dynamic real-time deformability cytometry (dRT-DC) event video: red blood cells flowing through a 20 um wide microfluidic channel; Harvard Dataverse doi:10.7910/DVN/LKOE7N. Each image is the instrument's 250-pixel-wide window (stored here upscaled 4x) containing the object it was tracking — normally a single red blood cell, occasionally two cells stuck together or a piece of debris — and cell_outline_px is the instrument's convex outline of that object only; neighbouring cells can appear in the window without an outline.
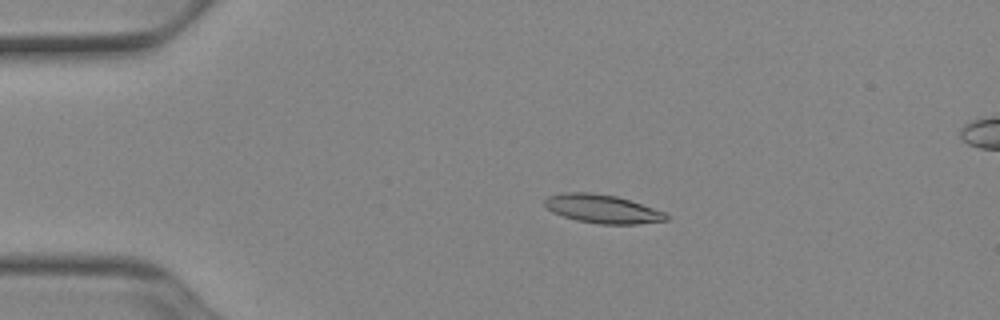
{"species": "Egyptian fruit bat (a non-hibernating species)", "species_latin": "Rousettus aegyptiacus", "temperature_condition": "cold", "stored_images_in_passage": 33, "camera_frame_rate_fps": 3000, "um_per_image_px": 0.085, "animal": {"sex": "female"}, "frame": {"image": 1, "passage_image": 2, "time_ms": 0.333, "image_size_px": [1000, 320], "cell_outline_px": [[668, 220], [636, 224], [600, 224], [576, 220], [552, 212], [544, 208], [544, 200], [548, 196], [560, 192], [592, 192], [616, 196], [664, 212], [668, 216]], "centroid_in_image_um": [51.13, 17.75], "position_along_channel_um": 33.9, "area_um2": 20.17}}
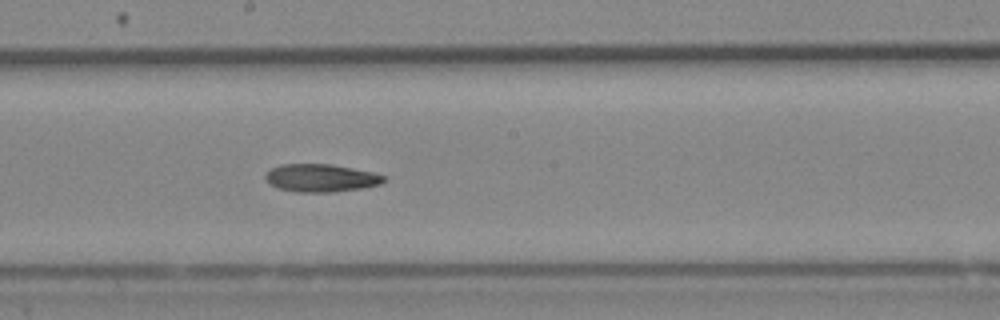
{"frame": {"image": 2, "passage_image": 20, "time_ms": 6.333, "image_size_px": [1000, 320], "cell_outline_px": [[388, 180], [380, 184], [360, 188], [332, 192], [296, 192], [280, 188], [272, 184], [264, 176], [272, 168], [280, 164], [332, 164], [372, 172], [384, 176]], "centroid_in_image_um": [27.31, 15.12], "position_along_channel_um": 220.9, "area_um2": 18.96}}
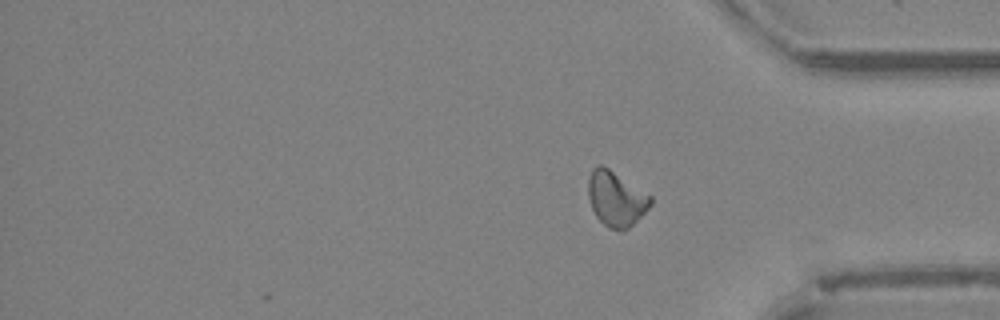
{"frame": {"image": 3, "passage_image": 33, "time_ms": 10.667, "image_size_px": [1000, 320], "cell_outline_px": [[652, 204], [628, 228], [608, 228], [596, 216], [592, 208], [588, 196], [588, 176], [592, 168], [596, 164], [600, 164], [608, 168], [652, 196]], "centroid_in_image_um": [52.33, 16.85], "position_along_channel_um": 382.9, "area_um2": 19.65}, "authors_computed_cell_mechanics": {"area_um2": 19.4786, "velocity_mm_per_s": 3.9226, "shape_relaxation_time_tau1_ms": 8.1923, "shape_relaxation_time_tau2_ms": null, "deformation_change_tau1": 0.2006, "deformation_change_tau2": null}}